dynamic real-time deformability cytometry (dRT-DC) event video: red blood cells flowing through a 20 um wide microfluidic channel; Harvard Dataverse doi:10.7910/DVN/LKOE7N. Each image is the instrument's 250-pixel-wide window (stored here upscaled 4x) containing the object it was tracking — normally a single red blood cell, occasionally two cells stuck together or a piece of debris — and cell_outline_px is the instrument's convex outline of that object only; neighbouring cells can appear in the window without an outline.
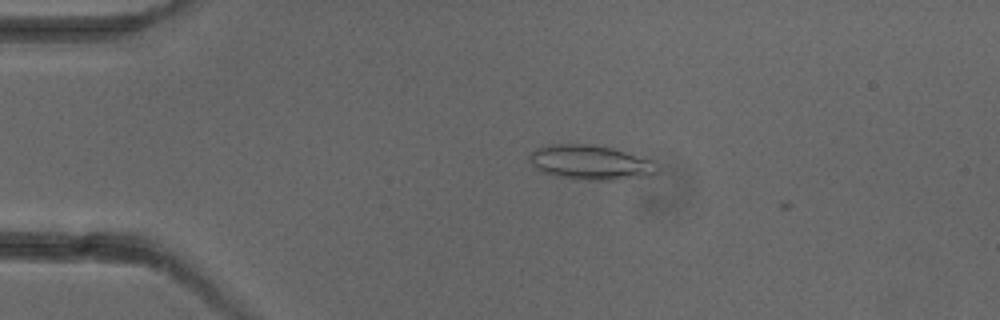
{"species": "common noctule bat (a hibernating species)", "species_latin": "Nyctalus noctula", "temperature_condition": "cold", "stored_images_in_passage": 4, "camera_frame_rate_fps": 3000, "um_per_image_px": 0.085, "animal": {"sex": "female"}, "frame": {"image": 1, "passage_image": 3, "time_ms": 2.333, "image_size_px": [1000, 320], "cell_outline_px": [[660, 172], [656, 176], [616, 180], [576, 180], [552, 176], [540, 172], [528, 160], [528, 152], [536, 148], [552, 144], [588, 144], [612, 148], [656, 160], [660, 168]], "centroid_in_image_um": [50.25, 13.83], "position_along_channel_um": 34.8, "area_um2": 26.82}}